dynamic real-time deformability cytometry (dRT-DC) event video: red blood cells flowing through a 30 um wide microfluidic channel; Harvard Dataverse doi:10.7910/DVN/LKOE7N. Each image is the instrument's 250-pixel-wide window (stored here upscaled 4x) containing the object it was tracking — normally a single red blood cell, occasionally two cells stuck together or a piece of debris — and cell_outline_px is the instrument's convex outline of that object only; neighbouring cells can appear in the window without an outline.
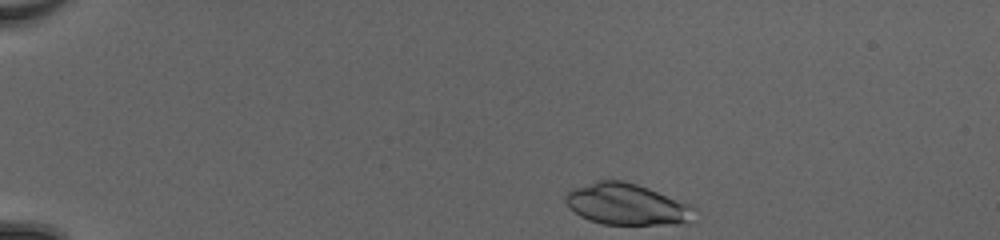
{"species": "common noctule bat (a hibernating species)", "species_latin": "Nyctalus noctula", "temperature_condition": "cold", "stored_images_in_passage": 17, "camera_frame_rate_fps": 3000, "um_per_image_px": 0.085, "animal": {"sex": "female", "body_mass_g": 20.0, "forearm_length_mm": 54.0}, "frame": {"image": 1, "passage_image": 1, "time_ms": 0.0, "image_size_px": [1000, 240], "cell_outline_px": [[692, 208], [688, 224], [604, 224], [588, 220], [580, 216], [564, 200], [564, 196], [568, 192], [576, 188], [600, 180], [620, 180], [636, 184], [648, 188], [688, 204]], "centroid_in_image_um": [53.23, 17.37], "position_along_channel_um": 31.8, "area_um2": 30.23}}
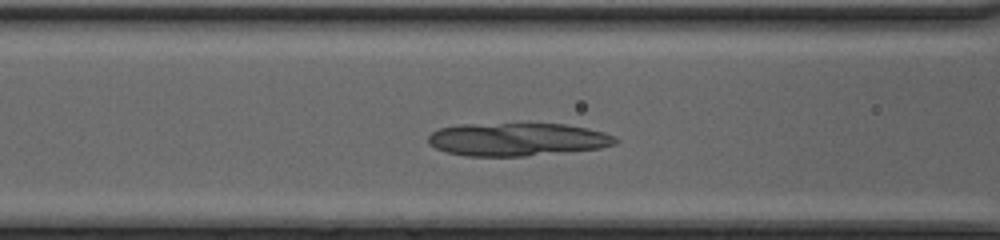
{"frame": {"image": 2, "passage_image": 14, "time_ms": 4.333, "image_size_px": [1000, 240], "cell_outline_px": [[616, 144], [600, 148], [524, 156], [464, 156], [448, 152], [436, 148], [428, 140], [428, 136], [432, 132], [440, 128], [460, 124], [564, 124], [588, 128], [604, 132], [612, 136], [616, 140]], "centroid_in_image_um": [43.95, 11.85], "position_along_channel_um": 122.6, "area_um2": 35.72}}
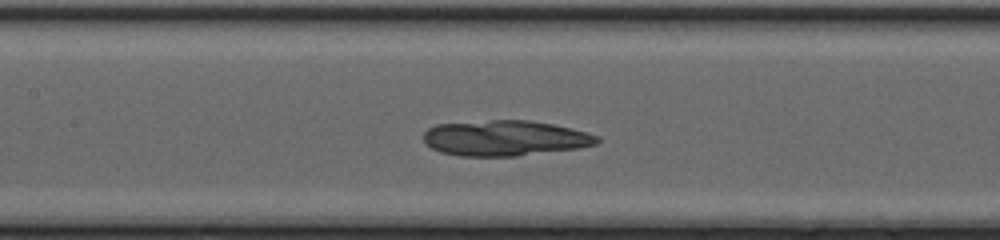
{"frame": {"image": 3, "passage_image": 17, "time_ms": 5.333, "image_size_px": [1000, 240], "cell_outline_px": [[600, 140], [596, 144], [580, 148], [516, 156], [460, 156], [440, 152], [432, 148], [424, 140], [424, 132], [428, 128], [436, 124], [492, 120], [528, 120], [552, 124], [600, 136]], "centroid_in_image_um": [42.91, 11.74], "position_along_channel_um": 164.5, "area_um2": 35.78}}